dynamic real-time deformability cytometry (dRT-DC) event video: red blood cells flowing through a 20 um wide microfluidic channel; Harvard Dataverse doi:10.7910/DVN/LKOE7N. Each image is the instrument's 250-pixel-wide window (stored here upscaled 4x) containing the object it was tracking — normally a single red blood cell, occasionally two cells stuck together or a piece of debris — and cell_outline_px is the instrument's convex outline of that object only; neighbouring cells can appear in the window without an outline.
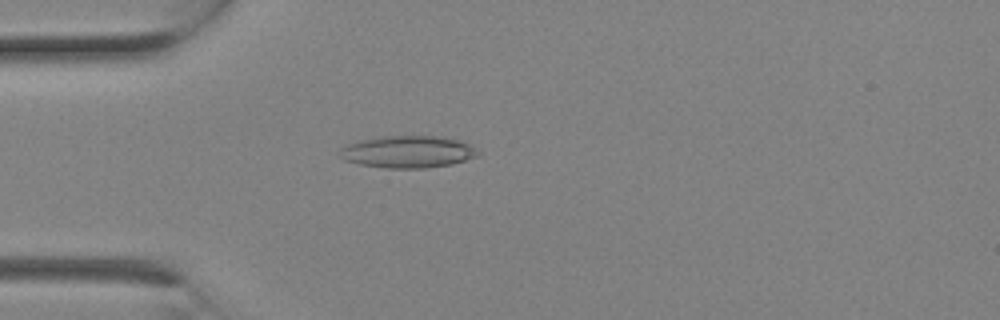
{"species": "Egyptian fruit bat (a non-hibernating species)", "species_latin": "Rousettus aegyptiacus", "temperature_condition": "room temperature", "stored_images_in_passage": 1, "camera_frame_rate_fps": 3000, "um_per_image_px": 0.085, "animal": {"sex": "female"}, "frame": {"image": 1, "passage_image": 1, "time_ms": 0.0, "image_size_px": [1000, 320], "cell_outline_px": [[480, 156], [452, 164], [424, 168], [384, 168], [360, 164], [344, 160], [340, 156], [340, 148], [344, 144], [360, 140], [380, 136], [436, 136], [460, 140], [468, 144], [480, 152]], "centroid_in_image_um": [34.65, 12.9], "position_along_channel_um": 50.3, "area_um2": 26.01}}